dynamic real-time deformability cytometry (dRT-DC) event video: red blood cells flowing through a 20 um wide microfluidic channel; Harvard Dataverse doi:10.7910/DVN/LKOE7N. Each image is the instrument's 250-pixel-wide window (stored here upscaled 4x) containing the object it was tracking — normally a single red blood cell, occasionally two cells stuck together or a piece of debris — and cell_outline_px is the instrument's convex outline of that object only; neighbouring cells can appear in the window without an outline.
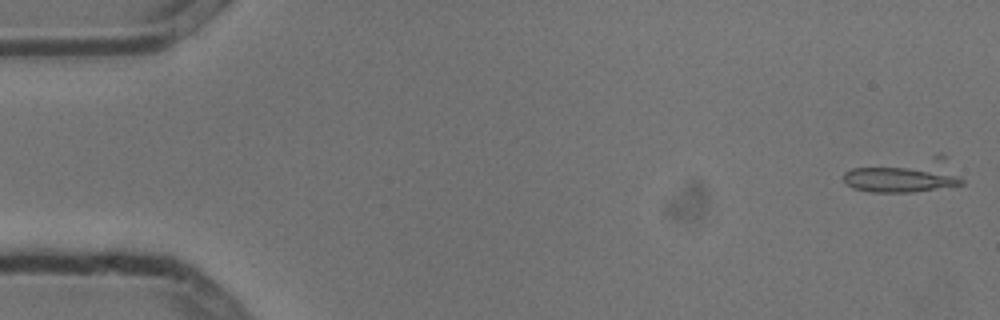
{"species": "common noctule bat (a hibernating species)", "species_latin": "Nyctalus noctula", "temperature_condition": "cold", "stored_images_in_passage": 4, "camera_frame_rate_fps": 3000, "um_per_image_px": 0.085, "animal": {"sex": "male", "body_mass_g": 13.3}, "frame": {"image": 1, "passage_image": 1, "time_ms": 0.0, "image_size_px": [1000, 320], "cell_outline_px": [[964, 184], [912, 192], [872, 192], [852, 188], [844, 180], [844, 172], [852, 168], [940, 152], [944, 156], [964, 180]], "centroid_in_image_um": [76.93, 14.88], "position_along_channel_um": 8.1, "area_um2": 23.93}}
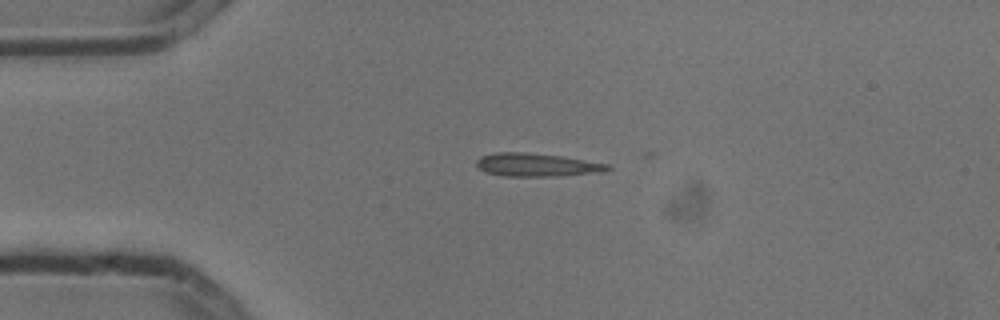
{"frame": {"image": 2, "passage_image": 4, "time_ms": 1.0, "image_size_px": [1000, 320], "cell_outline_px": [[612, 168], [604, 172], [560, 176], [500, 176], [484, 172], [476, 164], [476, 160], [480, 156], [496, 152], [524, 152], [560, 156], [608, 164]], "centroid_in_image_um": [45.6, 14.02], "position_along_channel_um": 39.4, "area_um2": 17.8}}